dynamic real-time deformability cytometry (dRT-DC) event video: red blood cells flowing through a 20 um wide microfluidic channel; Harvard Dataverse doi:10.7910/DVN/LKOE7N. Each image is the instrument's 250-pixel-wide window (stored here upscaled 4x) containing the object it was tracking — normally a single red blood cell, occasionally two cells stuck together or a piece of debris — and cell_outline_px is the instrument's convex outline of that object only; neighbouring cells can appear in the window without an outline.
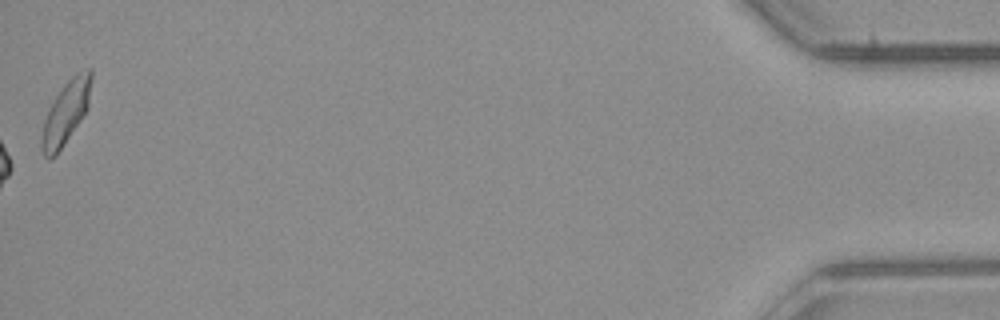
{"species": "common noctule bat (a hibernating species)", "species_latin": "Nyctalus noctula", "temperature_condition": "room temperature", "stored_images_in_passage": 52, "camera_frame_rate_fps": 3000, "um_per_image_px": 0.085, "animal": {"sex": "male", "body_mass_g": 23.1, "forearm_length_mm": 52.7}, "frame": {"image": 1, "passage_image": 52, "time_ms": 17.0, "image_size_px": [1000, 320], "cell_outline_px": [[92, 80], [88, 108], [56, 156], [48, 160], [44, 156], [40, 148], [40, 140], [44, 120], [48, 108], [52, 100], [64, 84], [76, 72], [88, 68], [92, 68]], "centroid_in_image_um": [5.58, 9.56], "position_along_channel_um": 429.6, "area_um2": 18.5}, "authors_computed_cell_mechanics": {"area_um2": 17.8313, "velocity_mm_per_s": 4.0272, "shape_relaxation_time_tau1_ms": null, "shape_relaxation_time_tau2_ms": 8.308, "deformation_change_tau1": null, "deformation_change_tau2": 0.1926}}